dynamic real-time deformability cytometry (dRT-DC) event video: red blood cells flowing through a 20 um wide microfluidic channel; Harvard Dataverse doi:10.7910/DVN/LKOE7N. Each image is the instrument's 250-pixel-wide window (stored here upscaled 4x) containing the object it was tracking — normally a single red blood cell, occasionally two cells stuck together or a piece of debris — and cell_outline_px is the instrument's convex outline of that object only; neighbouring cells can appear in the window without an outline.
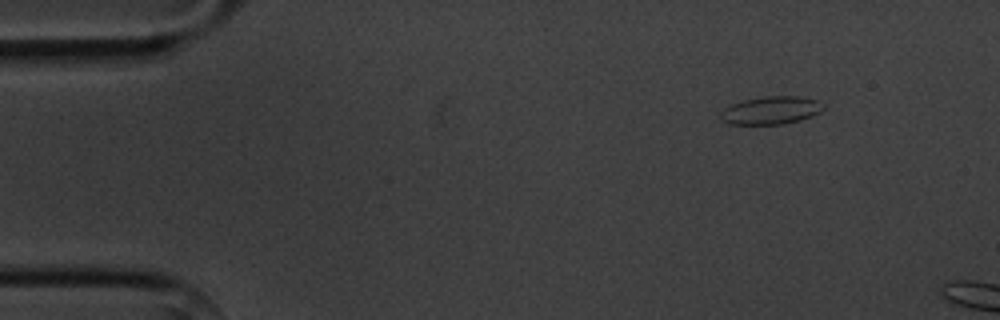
{"species": "common noctule bat (a hibernating species)", "species_latin": "Nyctalus noctula", "temperature_condition": "cold", "stored_images_in_passage": 2, "camera_frame_rate_fps": 3000, "um_per_image_px": 0.085, "animal": {"sex": "male", "body_mass_g": 20.1, "forearm_length_mm": 53.5}, "frame": {"image": 1, "passage_image": 1, "time_ms": 0.0, "image_size_px": [1000, 320], "cell_outline_px": [[824, 108], [820, 112], [812, 116], [800, 120], [784, 124], [728, 124], [720, 116], [720, 112], [724, 108], [732, 104], [744, 100], [764, 96], [796, 96], [816, 100], [824, 104]], "centroid_in_image_um": [65.54, 9.38], "position_along_channel_um": 19.5, "area_um2": 16.65}}